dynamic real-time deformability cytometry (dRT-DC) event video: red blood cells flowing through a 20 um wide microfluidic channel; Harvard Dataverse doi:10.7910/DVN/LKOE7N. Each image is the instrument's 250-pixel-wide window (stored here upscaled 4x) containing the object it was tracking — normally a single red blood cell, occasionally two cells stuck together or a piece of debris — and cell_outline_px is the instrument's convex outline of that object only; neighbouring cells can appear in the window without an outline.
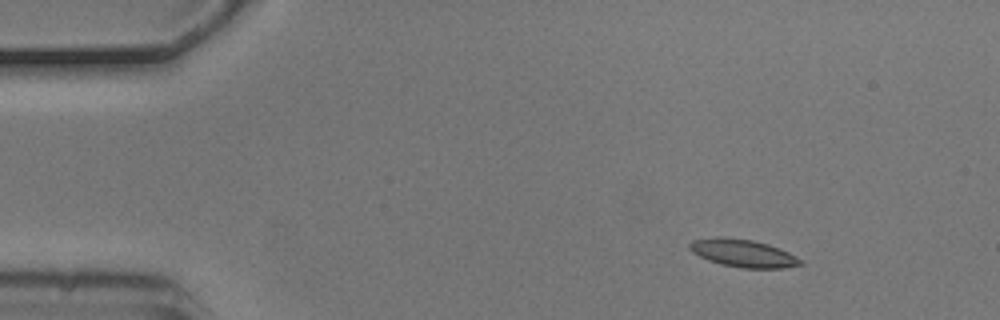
{"species": "common noctule bat (a hibernating species)", "species_latin": "Nyctalus noctula", "temperature_condition": "cold", "stored_images_in_passage": 6, "camera_frame_rate_fps": 3000, "um_per_image_px": 0.085, "animal": {"sex": "male", "body_mass_g": 20.5, "forearm_length_mm": 52.5}, "frame": {"image": 1, "passage_image": 3, "time_ms": 0.667, "image_size_px": [1000, 320], "cell_outline_px": [[804, 264], [784, 268], [744, 268], [720, 264], [708, 260], [692, 252], [688, 248], [688, 244], [692, 240], [716, 236], [720, 236], [752, 240], [768, 244], [788, 252], [804, 260]], "centroid_in_image_um": [63.15, 21.52], "position_along_channel_um": 21.8, "area_um2": 18.03}}
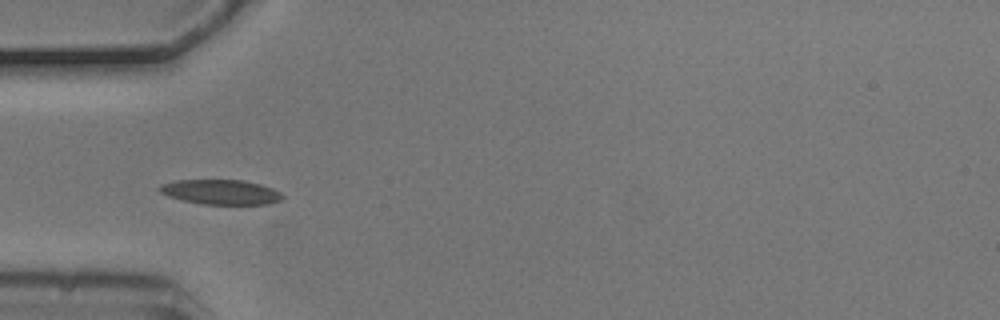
{"frame": {"image": 2, "passage_image": 6, "time_ms": 1.667, "image_size_px": [1000, 320], "cell_outline_px": [[284, 196], [280, 200], [268, 204], [200, 204], [168, 196], [160, 192], [156, 188], [160, 184], [176, 180], [244, 180], [260, 184], [272, 188], [280, 192]], "centroid_in_image_um": [18.74, 16.32], "position_along_channel_um": 66.3, "area_um2": 17.8}}